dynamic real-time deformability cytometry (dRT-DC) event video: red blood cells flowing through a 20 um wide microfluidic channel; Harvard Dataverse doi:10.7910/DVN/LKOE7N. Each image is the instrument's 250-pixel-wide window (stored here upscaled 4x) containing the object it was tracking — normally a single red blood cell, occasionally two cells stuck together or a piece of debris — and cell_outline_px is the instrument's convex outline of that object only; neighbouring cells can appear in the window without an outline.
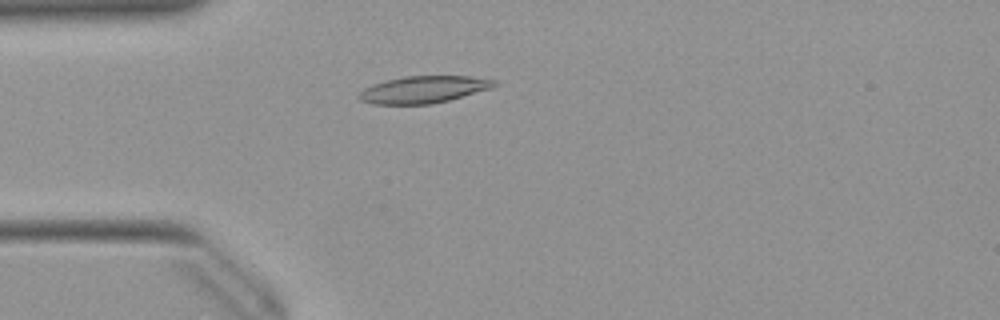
{"species": "Egyptian fruit bat (a non-hibernating species)", "species_latin": "Rousettus aegyptiacus", "temperature_condition": "warm", "stored_images_in_passage": 25, "camera_frame_rate_fps": 3000, "um_per_image_px": 0.085, "animal": {"sex": "female"}, "frame": {"image": 1, "passage_image": 14, "time_ms": 4.333, "image_size_px": [1000, 320], "cell_outline_px": [[496, 84], [492, 88], [448, 100], [432, 104], [372, 104], [360, 100], [356, 96], [364, 88], [372, 84], [384, 80], [404, 76], [468, 76], [496, 80]], "centroid_in_image_um": [35.95, 7.61], "position_along_channel_um": 49.0, "area_um2": 21.33}}
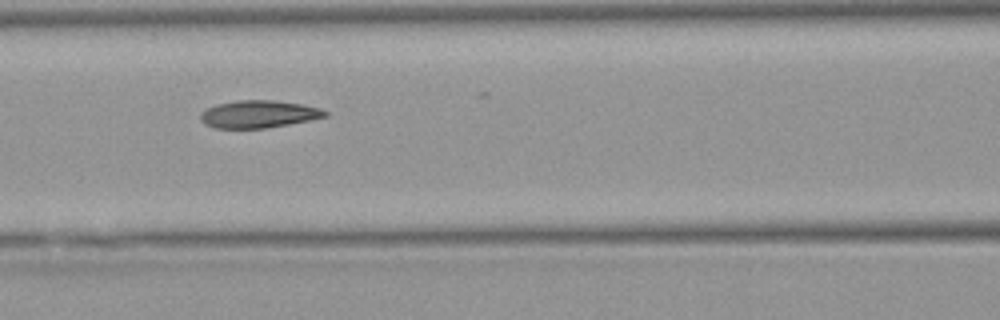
{"frame": {"image": 2, "passage_image": 22, "time_ms": 7.0, "image_size_px": [1000, 320], "cell_outline_px": [[328, 116], [312, 120], [264, 128], [216, 128], [204, 124], [200, 120], [200, 112], [216, 104], [236, 100], [272, 100], [304, 104], [320, 108], [328, 112]], "centroid_in_image_um": [21.99, 9.69], "position_along_channel_um": 144.6, "area_um2": 20.06}}
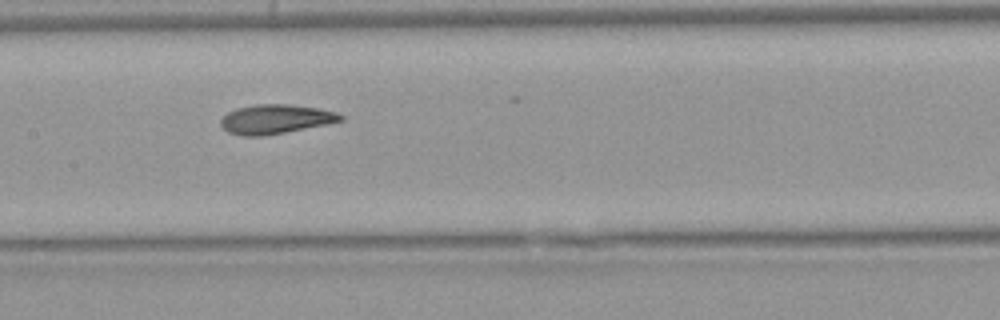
{"frame": {"image": 3, "passage_image": 25, "time_ms": 8.0, "image_size_px": [1000, 320], "cell_outline_px": [[344, 120], [328, 124], [264, 136], [240, 136], [228, 132], [220, 124], [220, 120], [228, 112], [236, 108], [256, 104], [288, 104], [316, 108], [336, 112], [344, 116]], "centroid_in_image_um": [23.41, 10.13], "position_along_channel_um": 184.0, "area_um2": 20.46}}